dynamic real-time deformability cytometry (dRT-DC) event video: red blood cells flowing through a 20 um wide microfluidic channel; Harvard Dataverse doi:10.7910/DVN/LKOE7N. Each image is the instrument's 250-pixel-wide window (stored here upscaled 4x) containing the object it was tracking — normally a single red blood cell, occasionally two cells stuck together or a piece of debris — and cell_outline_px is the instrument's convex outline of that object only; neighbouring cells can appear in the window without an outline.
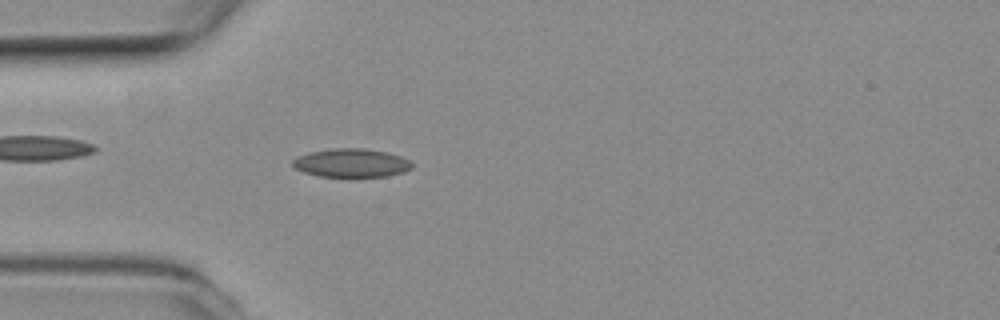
{"species": "common noctule bat (a hibernating species)", "species_latin": "Nyctalus noctula", "temperature_condition": "room temperature", "stored_images_in_passage": 43, "camera_frame_rate_fps": 3000, "um_per_image_px": 0.085, "animal": {"sex": "female", "body_mass_g": 19.3, "forearm_length_mm": 54.1}, "frame": {"image": 1, "passage_image": 11, "time_ms": 3.333, "image_size_px": [1000, 320], "cell_outline_px": [[412, 168], [404, 172], [388, 176], [320, 176], [304, 172], [296, 168], [292, 164], [292, 160], [296, 156], [312, 152], [332, 148], [364, 148], [388, 152], [400, 156], [408, 160], [412, 164]], "centroid_in_image_um": [29.87, 13.84], "position_along_channel_um": 55.1, "area_um2": 19.71}}
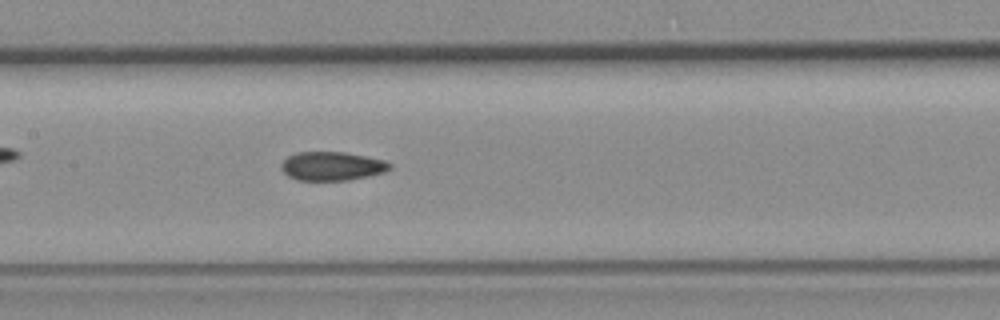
{"frame": {"image": 2, "passage_image": 21, "time_ms": 6.667, "image_size_px": [1000, 320], "cell_outline_px": [[392, 168], [384, 172], [368, 176], [348, 180], [296, 180], [288, 176], [280, 168], [280, 164], [288, 156], [296, 152], [344, 152], [384, 160], [392, 164]], "centroid_in_image_um": [28.2, 14.12], "position_along_channel_um": 179.2, "area_um2": 18.21}}
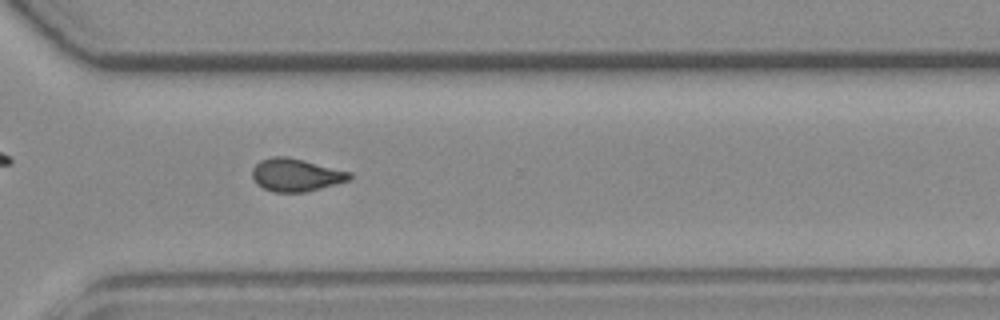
{"frame": {"image": 3, "passage_image": 34, "time_ms": 11.0, "image_size_px": [1000, 320], "cell_outline_px": [[352, 176], [348, 180], [320, 188], [304, 192], [272, 192], [256, 184], [252, 176], [252, 168], [260, 160], [272, 156], [288, 156], [352, 172]], "centroid_in_image_um": [25.12, 14.86], "position_along_channel_um": 345.5, "area_um2": 18.61}, "authors_computed_cell_mechanics": {"area_um2": 18.5538, "velocity_mm_per_s": 3.8498, "shape_relaxation_time_tau1_ms": null, "shape_relaxation_time_tau2_ms": 2.6092, "deformation_change_tau1": null, "deformation_change_tau2": 0.083}}